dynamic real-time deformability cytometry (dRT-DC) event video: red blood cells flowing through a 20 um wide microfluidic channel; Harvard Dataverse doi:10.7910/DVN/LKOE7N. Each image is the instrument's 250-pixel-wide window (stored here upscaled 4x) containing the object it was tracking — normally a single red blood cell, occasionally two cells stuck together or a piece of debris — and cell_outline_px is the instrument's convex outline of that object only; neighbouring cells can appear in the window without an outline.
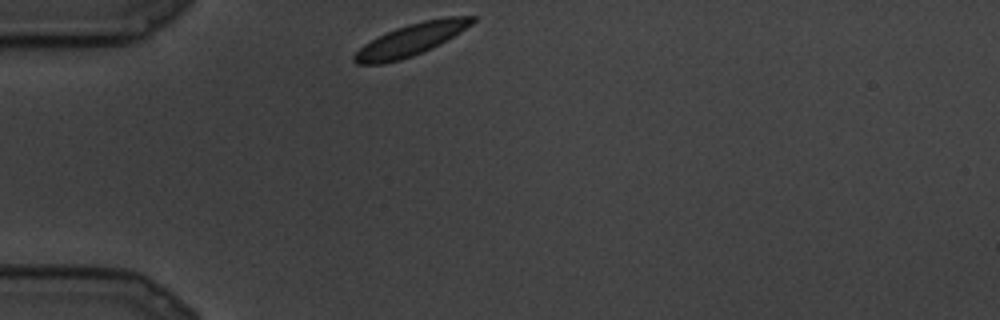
{"species": "common noctule bat (a hibernating species)", "species_latin": "Nyctalus noctula", "temperature_condition": "cold", "stored_images_in_passage": 17, "camera_frame_rate_fps": 3000, "um_per_image_px": 0.085, "animal": {"sex": "male", "body_mass_g": 19.5, "forearm_length_mm": 54.6}, "frame": {"image": 1, "passage_image": 1, "time_ms": 0.0, "image_size_px": [1000, 320], "cell_outline_px": [[476, 20], [472, 24], [460, 32], [440, 44], [432, 48], [412, 56], [400, 60], [384, 64], [356, 64], [352, 60], [352, 56], [364, 44], [396, 28], [408, 24], [424, 20], [448, 16], [476, 16]], "centroid_in_image_um": [34.94, 3.38], "position_along_channel_um": 50.1, "area_um2": 21.85}}
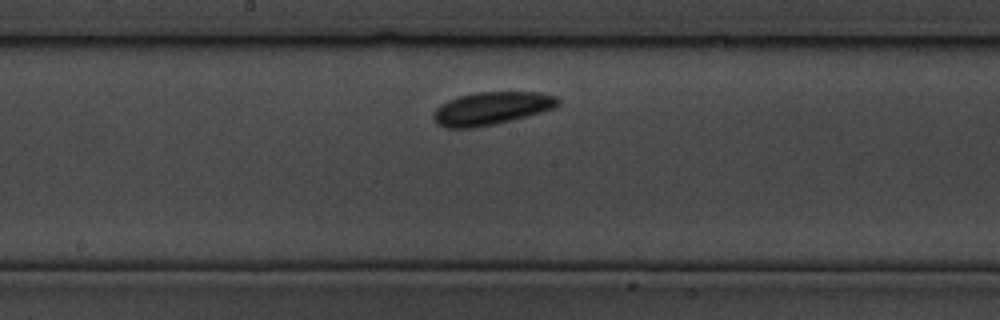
{"frame": {"image": 2, "passage_image": 8, "time_ms": 2.333, "image_size_px": [1000, 320], "cell_outline_px": [[560, 104], [552, 108], [540, 112], [492, 124], [472, 128], [444, 128], [436, 124], [432, 116], [432, 112], [440, 104], [448, 100], [460, 96], [476, 92], [540, 92], [556, 96], [560, 100]], "centroid_in_image_um": [41.71, 9.2], "position_along_channel_um": 206.5, "area_um2": 23.7}}
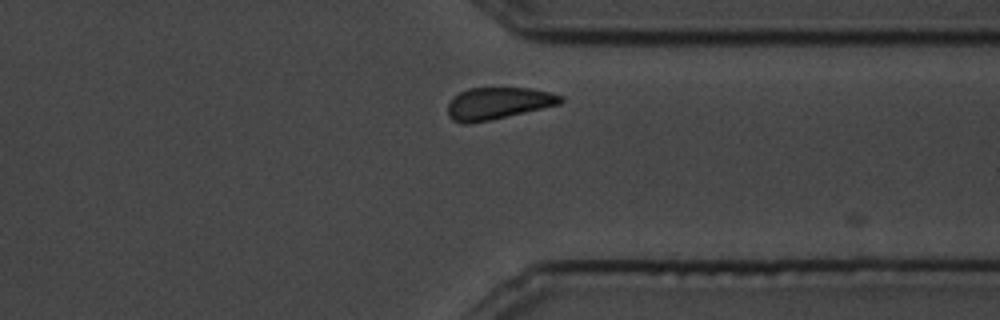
{"frame": {"image": 3, "passage_image": 15, "time_ms": 4.667, "image_size_px": [1000, 320], "cell_outline_px": [[564, 100], [560, 104], [492, 120], [468, 124], [460, 124], [452, 120], [448, 116], [448, 104], [460, 92], [468, 88], [532, 88], [564, 96]], "centroid_in_image_um": [42.34, 8.79], "position_along_channel_um": 369.1, "area_um2": 21.1}}